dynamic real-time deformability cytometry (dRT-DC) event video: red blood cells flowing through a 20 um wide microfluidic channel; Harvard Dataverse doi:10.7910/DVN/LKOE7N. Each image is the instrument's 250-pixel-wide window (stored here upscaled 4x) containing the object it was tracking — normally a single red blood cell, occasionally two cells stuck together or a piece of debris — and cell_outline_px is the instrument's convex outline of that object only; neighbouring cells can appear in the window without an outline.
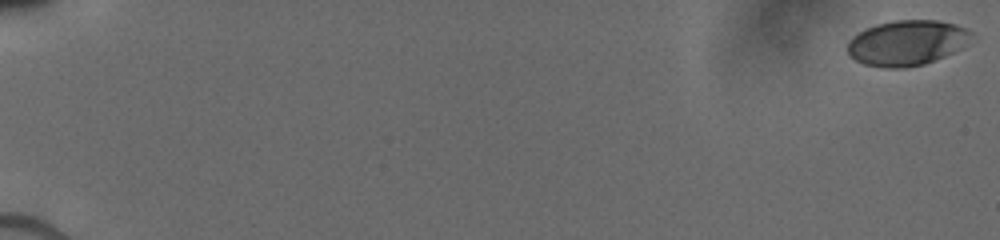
{"species": "human", "species_latin": "Homo sapiens", "temperature_condition": "cold", "stored_images_in_passage": 19, "camera_frame_rate_fps": 3000, "um_per_image_px": 0.085, "donor": {"sex": "male"}, "frame": {"image": 1, "passage_image": 1, "time_ms": 0.0, "image_size_px": [1000, 240], "cell_outline_px": [[972, 32], [960, 48], [944, 56], [924, 64], [904, 68], [888, 68], [864, 64], [856, 60], [848, 52], [848, 40], [852, 36], [876, 24], [896, 20], [936, 20], [956, 24]], "centroid_in_image_um": [77.04, 3.64], "position_along_channel_um": 8.0, "area_um2": 32.14}}
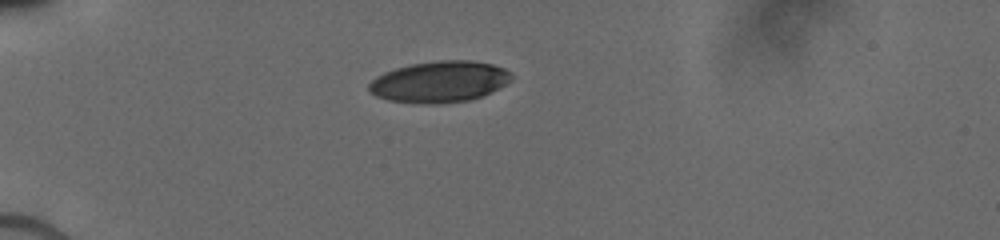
{"frame": {"image": 2, "passage_image": 16, "time_ms": 5.333, "image_size_px": [1000, 240], "cell_outline_px": [[512, 80], [480, 96], [468, 100], [436, 104], [432, 104], [388, 100], [376, 96], [368, 88], [368, 84], [376, 76], [384, 72], [396, 68], [412, 64], [440, 60], [472, 60], [492, 64], [504, 68], [512, 76]], "centroid_in_image_um": [37.33, 6.94], "position_along_channel_um": 47.7, "area_um2": 33.81}}